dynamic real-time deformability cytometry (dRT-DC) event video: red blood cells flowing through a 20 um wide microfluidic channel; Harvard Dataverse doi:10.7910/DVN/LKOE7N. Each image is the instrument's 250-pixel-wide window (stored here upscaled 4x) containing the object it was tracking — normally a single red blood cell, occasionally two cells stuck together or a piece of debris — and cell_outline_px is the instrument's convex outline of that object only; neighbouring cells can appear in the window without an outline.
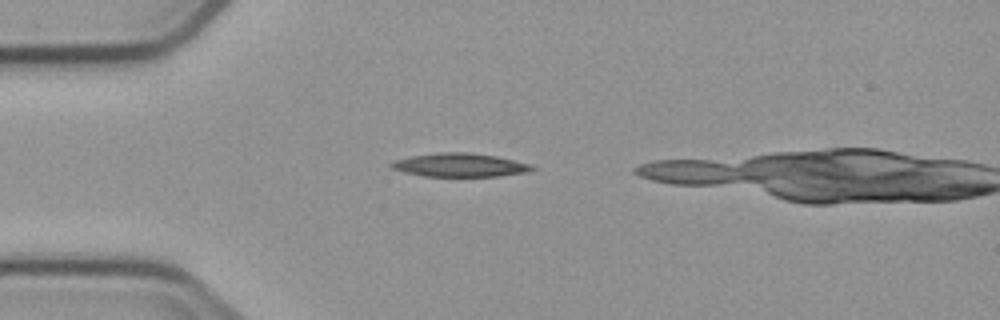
{"species": "common noctule bat (a hibernating species)", "species_latin": "Nyctalus noctula", "temperature_condition": "cold", "stored_images_in_passage": 2, "camera_frame_rate_fps": 3000, "um_per_image_px": 0.085, "animal": {"sex": "male", "body_mass_g": 23.1, "forearm_length_mm": 52.7}, "frame": {"image": 1, "passage_image": 1, "time_ms": 0.0, "image_size_px": [1000, 320], "cell_outline_px": [[536, 168], [528, 172], [500, 176], [424, 176], [404, 172], [392, 168], [388, 164], [392, 160], [412, 156], [440, 152], [472, 152], [496, 156], [532, 164]], "centroid_in_image_um": [39.09, 14.02], "position_along_channel_um": 45.9, "area_um2": 19.42}}